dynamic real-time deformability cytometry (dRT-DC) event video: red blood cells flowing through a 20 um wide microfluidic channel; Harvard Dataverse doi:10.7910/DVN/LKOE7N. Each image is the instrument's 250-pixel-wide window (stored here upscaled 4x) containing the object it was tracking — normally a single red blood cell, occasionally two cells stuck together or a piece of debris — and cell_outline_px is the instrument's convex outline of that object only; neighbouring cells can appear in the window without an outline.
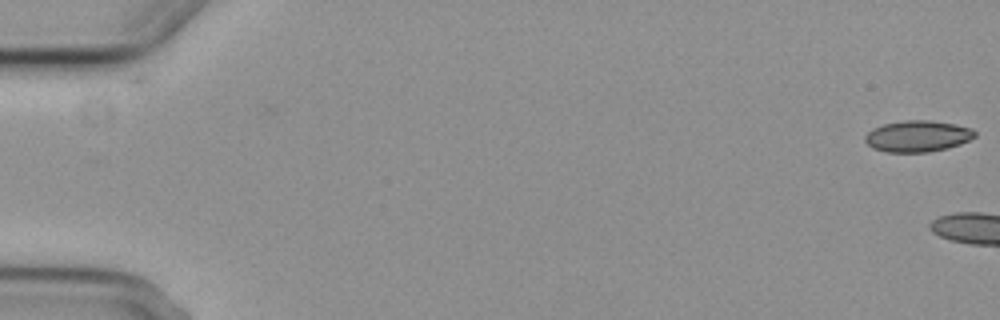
{"species": "common noctule bat (a hibernating species)", "species_latin": "Nyctalus noctula", "temperature_condition": "cold", "stored_images_in_passage": 2, "camera_frame_rate_fps": 3000, "um_per_image_px": 0.085, "animal": {"sex": "female", "body_mass_g": 29.2, "forearm_length_mm": 56.3}, "frame": {"image": 1, "passage_image": 2, "time_ms": 1.0, "image_size_px": [1000, 320], "cell_outline_px": [[976, 136], [960, 144], [948, 148], [928, 152], [884, 152], [872, 148], [864, 140], [864, 136], [872, 128], [884, 124], [904, 120], [932, 120], [956, 124], [972, 128], [976, 132]], "centroid_in_image_um": [77.99, 11.57], "position_along_channel_um": 7.0, "area_um2": 20.23}}